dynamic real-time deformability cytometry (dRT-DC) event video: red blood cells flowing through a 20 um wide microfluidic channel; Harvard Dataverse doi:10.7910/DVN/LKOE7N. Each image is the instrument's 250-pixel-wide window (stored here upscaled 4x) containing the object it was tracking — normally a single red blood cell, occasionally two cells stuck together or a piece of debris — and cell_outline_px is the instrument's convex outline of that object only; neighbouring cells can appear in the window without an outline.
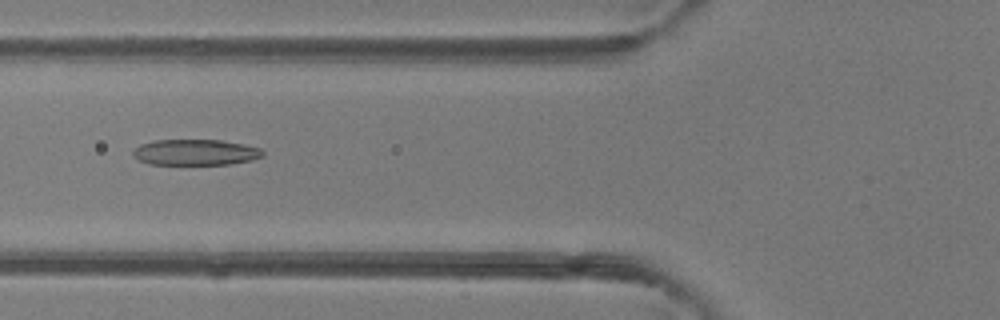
{"species": "common noctule bat (a hibernating species)", "species_latin": "Nyctalus noctula", "temperature_condition": "room temperature", "stored_images_in_passage": 36, "camera_frame_rate_fps": 3000, "um_per_image_px": 0.085, "animal": {"sex": "female"}, "frame": {"image": 1, "passage_image": 9, "time_ms": 2.667, "image_size_px": [1000, 320], "cell_outline_px": [[264, 156], [252, 160], [232, 164], [148, 164], [132, 156], [132, 152], [140, 144], [156, 140], [220, 140], [244, 144], [260, 148], [264, 152]], "centroid_in_image_um": [16.63, 12.95], "position_along_channel_um": 109.2, "area_um2": 19.59}}
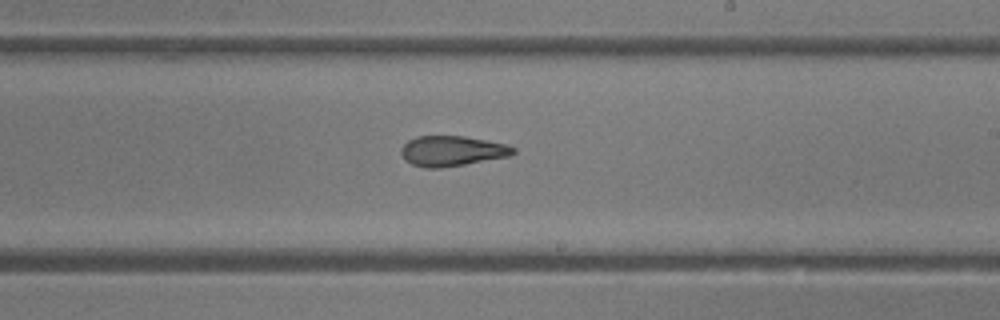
{"frame": {"image": 2, "passage_image": 19, "time_ms": 6.0, "image_size_px": [1000, 320], "cell_outline_px": [[516, 152], [508, 156], [464, 164], [440, 168], [424, 168], [412, 164], [404, 160], [400, 152], [400, 148], [408, 140], [416, 136], [464, 136], [508, 144], [516, 148]], "centroid_in_image_um": [38.39, 12.83], "position_along_channel_um": 250.6, "area_um2": 19.83}}
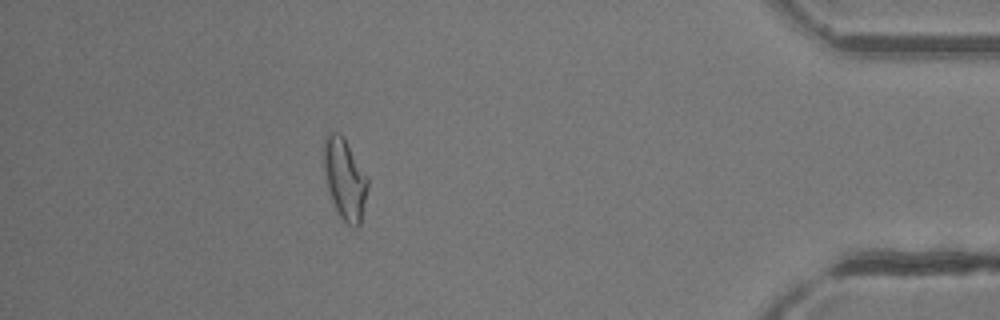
{"frame": {"image": 3, "passage_image": 31, "time_ms": 10.0, "image_size_px": [1000, 320], "cell_outline_px": [[368, 188], [360, 224], [356, 228], [352, 228], [336, 212], [324, 176], [324, 136], [328, 132], [340, 132], [344, 136], [368, 180]], "centroid_in_image_um": [29.29, 15.2], "position_along_channel_um": 405.9, "area_um2": 20.69}, "authors_computed_cell_mechanics": {"area_um2": 20.3167, "velocity_mm_per_s": 4.2233, "shape_relaxation_time_tau1_ms": null, "shape_relaxation_time_tau2_ms": 1.1323, "deformation_change_tau1": null, "deformation_change_tau2": 0.09}}